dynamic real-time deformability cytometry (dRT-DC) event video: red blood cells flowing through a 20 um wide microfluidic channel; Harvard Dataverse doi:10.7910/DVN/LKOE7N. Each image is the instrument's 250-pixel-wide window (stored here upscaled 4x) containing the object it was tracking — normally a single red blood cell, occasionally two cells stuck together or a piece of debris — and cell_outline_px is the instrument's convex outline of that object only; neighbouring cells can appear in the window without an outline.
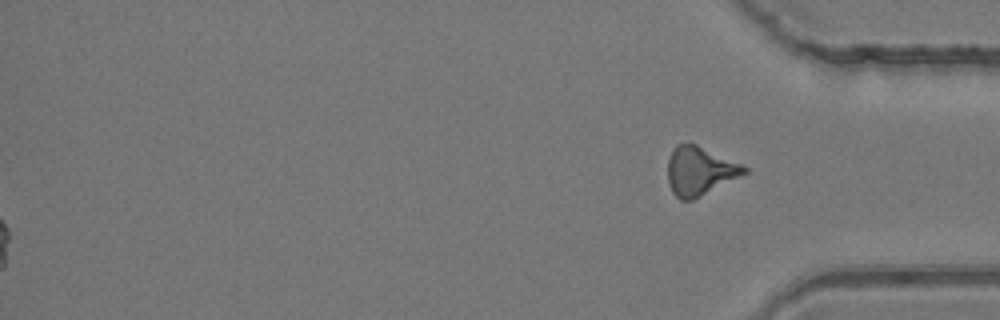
{"species": "common noctule bat (a hibernating species)", "species_latin": "Nyctalus noctula", "temperature_condition": "room temperature", "stored_images_in_passage": 54, "segment_of_instrument_passage": [2, 2], "camera_frame_rate_fps": 3000, "um_per_image_px": 0.085, "animal": {"sex": "female", "body_mass_g": 24.6, "forearm_length_mm": 56.2}, "frame": {"image": 1, "passage_image": 54, "time_ms": 17.667, "image_size_px": [1000, 320], "cell_outline_px": [[748, 172], [692, 200], [680, 200], [672, 192], [668, 184], [668, 160], [676, 144], [696, 144], [740, 164], [748, 168]], "centroid_in_image_um": [59.44, 14.54], "position_along_channel_um": 375.8, "area_um2": 21.21}}